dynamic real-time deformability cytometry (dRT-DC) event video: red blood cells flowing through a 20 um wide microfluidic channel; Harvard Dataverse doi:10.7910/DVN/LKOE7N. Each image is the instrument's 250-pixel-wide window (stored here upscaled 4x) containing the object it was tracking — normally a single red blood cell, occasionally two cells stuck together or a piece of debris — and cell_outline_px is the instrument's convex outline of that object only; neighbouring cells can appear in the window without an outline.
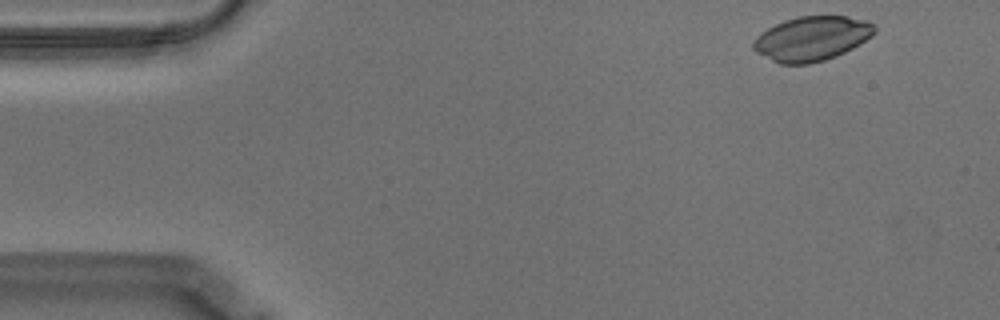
{"species": "Egyptian fruit bat (a non-hibernating species)", "species_latin": "Rousettus aegyptiacus", "temperature_condition": "warm", "stored_images_in_passage": 4, "camera_frame_rate_fps": 3000, "um_per_image_px": 0.085, "animal": {"sex": "male"}, "frame": {"image": 1, "passage_image": 1, "time_ms": 0.0, "image_size_px": [1000, 320], "cell_outline_px": [[876, 32], [872, 36], [860, 44], [836, 56], [824, 60], [808, 64], [780, 64], [756, 52], [752, 48], [752, 40], [760, 32], [784, 20], [796, 16], [848, 16], [868, 20], [876, 24]], "centroid_in_image_um": [69.01, 3.26], "position_along_channel_um": 16.0, "area_um2": 31.73}}